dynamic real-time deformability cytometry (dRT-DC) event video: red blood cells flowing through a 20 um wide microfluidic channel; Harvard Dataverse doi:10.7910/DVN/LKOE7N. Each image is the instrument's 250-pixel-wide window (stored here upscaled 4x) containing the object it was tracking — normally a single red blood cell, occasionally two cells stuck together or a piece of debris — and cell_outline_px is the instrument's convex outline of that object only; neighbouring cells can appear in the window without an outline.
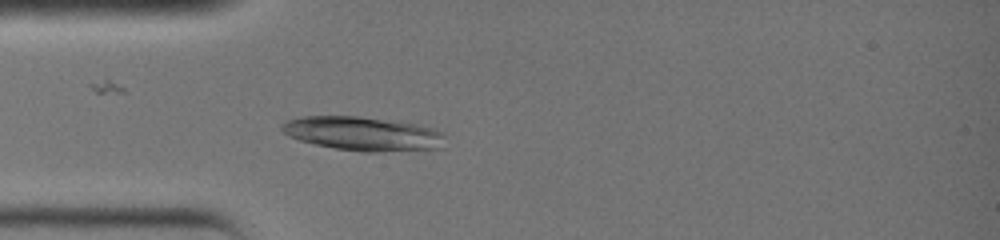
{"species": "common noctule bat (a hibernating species)", "species_latin": "Nyctalus noctula", "temperature_condition": "warm", "stored_images_in_passage": 27, "camera_frame_rate_fps": 3000, "um_per_image_px": 0.085, "animal": {"sex": "female", "body_mass_g": 19.0, "forearm_length_mm": 51.5}, "frame": {"image": 1, "passage_image": 1, "time_ms": 0.0, "image_size_px": [1000, 240], "cell_outline_px": [[444, 148], [380, 152], [364, 152], [336, 148], [312, 144], [288, 136], [280, 128], [280, 124], [288, 120], [304, 116], [356, 116], [412, 124], [432, 128], [444, 132]], "centroid_in_image_um": [30.84, 11.38], "position_along_channel_um": 54.2, "area_um2": 32.19}}